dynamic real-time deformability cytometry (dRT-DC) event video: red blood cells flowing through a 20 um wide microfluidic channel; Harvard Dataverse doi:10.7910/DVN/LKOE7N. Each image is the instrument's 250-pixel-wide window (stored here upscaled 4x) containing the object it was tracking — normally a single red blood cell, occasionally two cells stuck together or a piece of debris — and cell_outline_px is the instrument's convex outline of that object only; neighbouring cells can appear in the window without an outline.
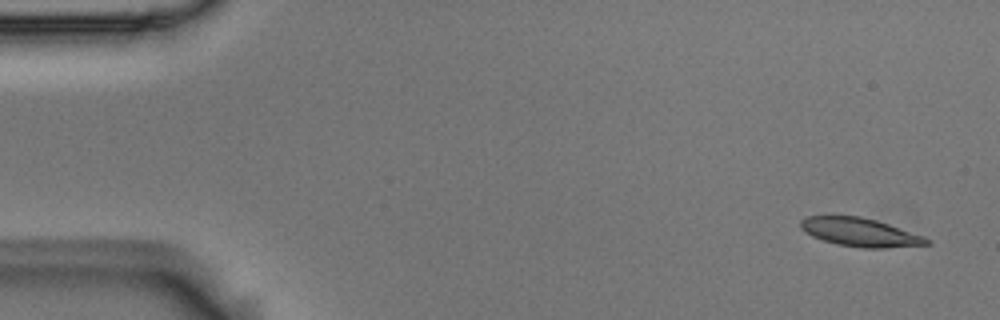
{"species": "Egyptian fruit bat (a non-hibernating species)", "species_latin": "Rousettus aegyptiacus", "temperature_condition": "room temperature", "stored_images_in_passage": 5, "segment_of_instrument_passage": [2, 2], "camera_frame_rate_fps": 3000, "um_per_image_px": 0.085, "animal": {"sex": "male"}, "frame": {"image": 1, "passage_image": 5, "time_ms": 1.333, "image_size_px": [1000, 320], "cell_outline_px": [[932, 244], [884, 248], [864, 248], [836, 244], [812, 236], [804, 232], [800, 228], [800, 220], [808, 216], [828, 212], [832, 212], [860, 216], [876, 220], [924, 236], [932, 240]], "centroid_in_image_um": [73.03, 19.69], "position_along_channel_um": 12.0, "area_um2": 21.73}}